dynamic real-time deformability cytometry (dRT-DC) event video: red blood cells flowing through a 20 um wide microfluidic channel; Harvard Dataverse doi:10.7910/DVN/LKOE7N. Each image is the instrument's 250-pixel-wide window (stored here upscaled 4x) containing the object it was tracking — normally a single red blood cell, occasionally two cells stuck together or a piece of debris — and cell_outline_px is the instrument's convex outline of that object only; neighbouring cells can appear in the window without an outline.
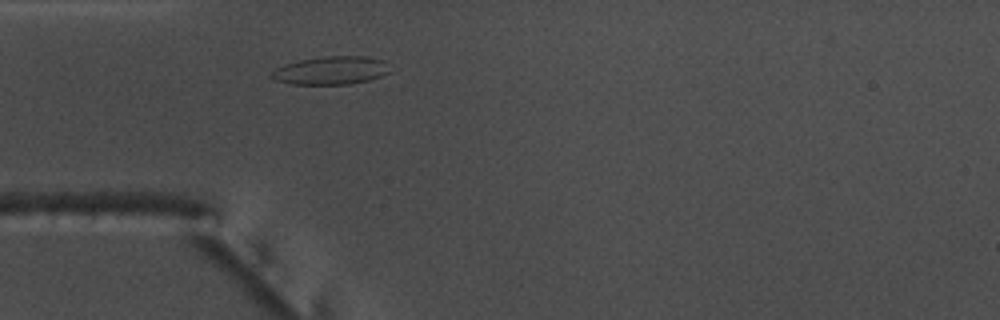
{"species": "common noctule bat (a hibernating species)", "species_latin": "Nyctalus noctula", "temperature_condition": "warm", "stored_images_in_passage": 31, "camera_frame_rate_fps": 3000, "um_per_image_px": 0.085, "animal": {"sex": "male", "body_mass_g": 17.5, "forearm_length_mm": 52.3}, "frame": {"image": 1, "passage_image": 1, "time_ms": 0.0, "image_size_px": [1000, 320], "cell_outline_px": [[388, 72], [372, 80], [348, 84], [292, 84], [276, 80], [268, 76], [276, 68], [284, 64], [300, 60], [324, 56], [364, 56], [384, 60]], "centroid_in_image_um": [28.1, 5.99], "position_along_channel_um": 56.9, "area_um2": 19.31}}
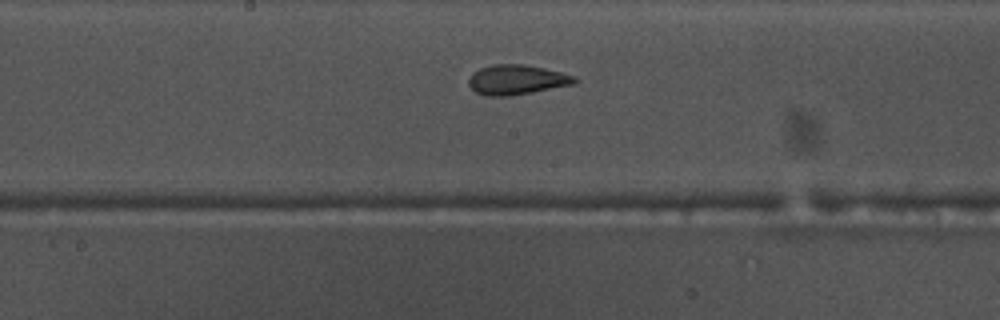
{"frame": {"image": 2, "passage_image": 13, "time_ms": 4.0, "image_size_px": [1000, 320], "cell_outline_px": [[576, 80], [572, 84], [532, 92], [508, 96], [484, 96], [476, 92], [468, 84], [468, 80], [472, 72], [480, 68], [492, 64], [524, 64], [544, 68], [576, 76]], "centroid_in_image_um": [43.86, 6.77], "position_along_channel_um": 204.3, "area_um2": 18.32}}
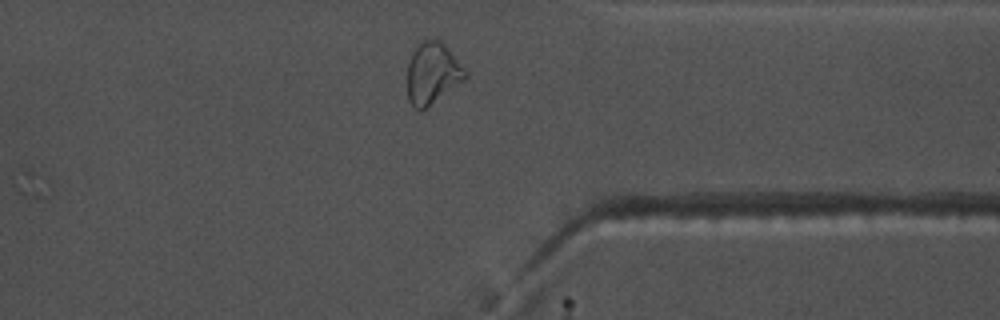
{"frame": {"image": 3, "passage_image": 27, "time_ms": 8.667, "image_size_px": [1000, 320], "cell_outline_px": [[468, 76], [464, 80], [420, 112], [408, 100], [408, 64], [412, 52], [420, 40], [440, 40], [448, 48], [468, 72]], "centroid_in_image_um": [36.76, 6.21], "position_along_channel_um": 374.6, "area_um2": 20.63}, "authors_computed_cell_mechanics": {"area_um2": 18.0914, "velocity_mm_per_s": 3.7738, "shape_relaxation_time_tau1_ms": 6.348, "shape_relaxation_time_tau2_ms": 1.4887, "deformation_change_tau1": 0.1909, "deformation_change_tau2": 0.0847}}